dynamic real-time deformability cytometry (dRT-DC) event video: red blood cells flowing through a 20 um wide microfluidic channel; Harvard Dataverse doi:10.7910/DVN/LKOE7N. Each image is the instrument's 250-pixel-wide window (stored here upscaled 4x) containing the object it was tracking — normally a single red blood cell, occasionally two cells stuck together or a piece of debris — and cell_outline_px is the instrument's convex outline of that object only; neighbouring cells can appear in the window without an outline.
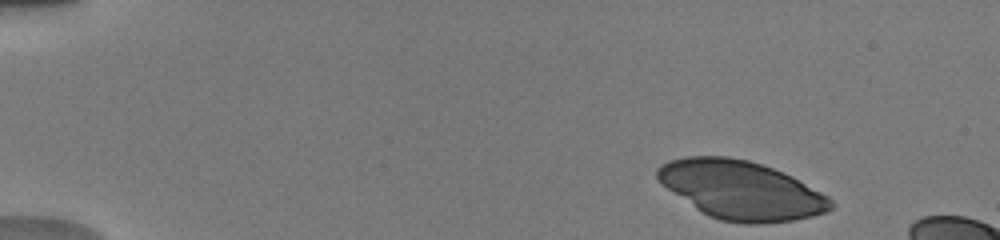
{"species": "human", "species_latin": "Homo sapiens", "temperature_condition": "warm", "stored_images_in_passage": 15, "camera_frame_rate_fps": 3000, "um_per_image_px": 0.085, "donor": {"sex": "male"}, "frame": {"image": 1, "passage_image": 2, "time_ms": 0.333, "image_size_px": [1000, 240], "cell_outline_px": [[836, 204], [828, 212], [812, 216], [792, 220], [760, 224], [744, 224], [720, 220], [708, 216], [696, 208], [668, 188], [656, 176], [656, 168], [660, 164], [668, 160], [688, 156], [728, 156], [748, 160], [772, 168], [792, 176], [828, 196]], "centroid_in_image_um": [63.01, 16.16], "position_along_channel_um": 22.0, "area_um2": 58.96}}